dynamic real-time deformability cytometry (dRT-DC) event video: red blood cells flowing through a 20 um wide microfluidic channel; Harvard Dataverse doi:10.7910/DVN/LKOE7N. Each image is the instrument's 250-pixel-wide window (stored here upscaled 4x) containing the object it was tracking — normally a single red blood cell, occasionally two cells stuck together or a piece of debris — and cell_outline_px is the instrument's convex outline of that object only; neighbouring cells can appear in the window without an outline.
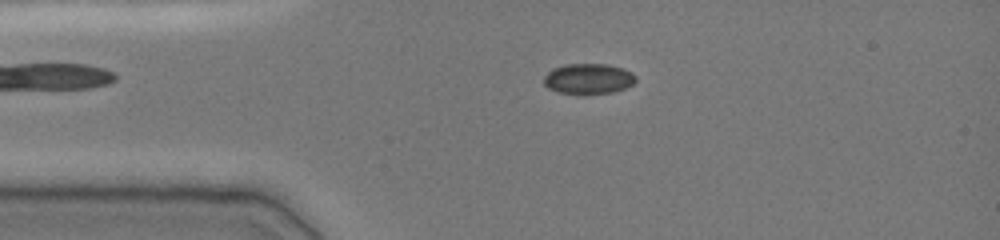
{"species": "common noctule bat (a hibernating species)", "species_latin": "Nyctalus noctula", "temperature_condition": "cold", "stored_images_in_passage": 48, "camera_frame_rate_fps": 3000, "um_per_image_px": 0.085, "animal": {"sex": "female", "body_mass_g": 19.0, "forearm_length_mm": 51.5}, "frame": {"image": 1, "passage_image": 10, "time_ms": 3.0, "image_size_px": [1000, 240], "cell_outline_px": [[636, 80], [632, 84], [624, 88], [612, 92], [584, 96], [580, 96], [560, 92], [548, 88], [544, 84], [544, 76], [552, 68], [564, 64], [608, 64], [632, 72], [636, 76]], "centroid_in_image_um": [49.99, 6.72], "position_along_channel_um": 35.0, "area_um2": 16.65}}
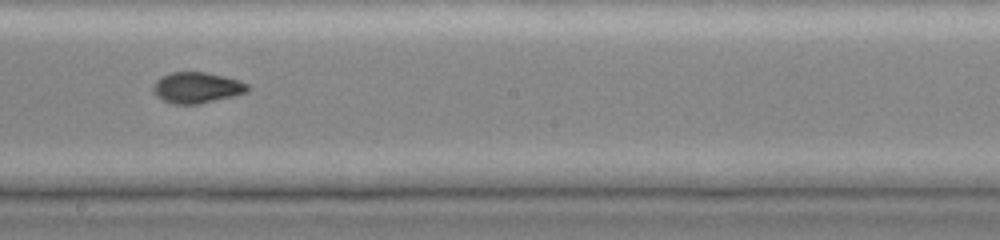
{"frame": {"image": 2, "passage_image": 27, "time_ms": 8.667, "image_size_px": [1000, 240], "cell_outline_px": [[252, 88], [248, 92], [200, 104], [172, 104], [160, 100], [152, 92], [152, 84], [160, 76], [172, 72], [208, 72], [240, 80], [248, 84]], "centroid_in_image_um": [16.71, 7.45], "position_along_channel_um": 231.5, "area_um2": 17.46}}
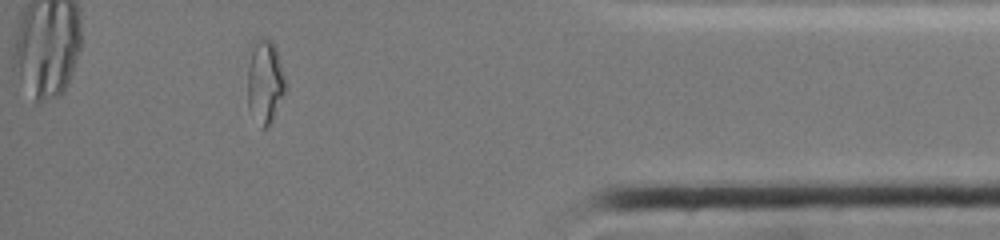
{"frame": {"image": 3, "passage_image": 43, "time_ms": 14.0, "image_size_px": [1000, 240], "cell_outline_px": [[288, 84], [272, 120], [268, 128], [260, 128], [248, 108], [244, 56], [252, 40], [260, 36], [272, 40], [276, 48]], "centroid_in_image_um": [22.43, 6.83], "position_along_channel_um": 412.8, "area_um2": 20.11}}